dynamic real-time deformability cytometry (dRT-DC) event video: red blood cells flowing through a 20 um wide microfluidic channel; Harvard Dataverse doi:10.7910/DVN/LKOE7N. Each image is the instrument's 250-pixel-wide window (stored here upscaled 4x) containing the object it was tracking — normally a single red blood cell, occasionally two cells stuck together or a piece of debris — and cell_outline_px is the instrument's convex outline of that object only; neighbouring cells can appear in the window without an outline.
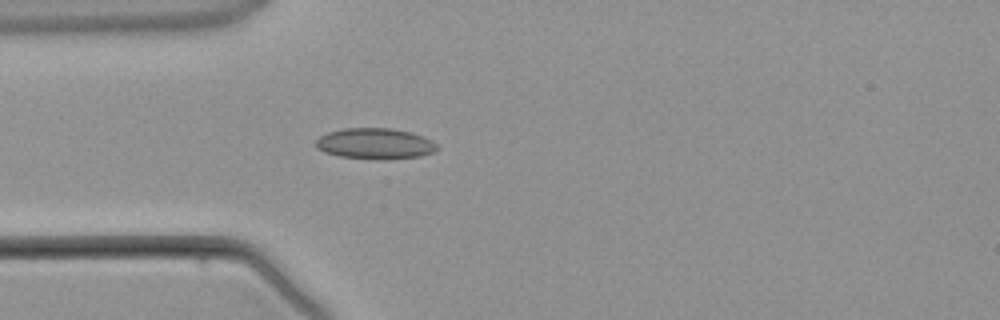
{"species": "common noctule bat (a hibernating species)", "species_latin": "Nyctalus noctula", "temperature_condition": "warm", "stored_images_in_passage": 2, "camera_frame_rate_fps": 3000, "um_per_image_px": 0.085, "animal": {"sex": "male", "body_mass_g": 21.5, "forearm_length_mm": 52.0}, "frame": {"image": 1, "passage_image": 2, "time_ms": 1.333, "image_size_px": [1000, 320], "cell_outline_px": [[440, 148], [432, 152], [420, 156], [376, 160], [340, 156], [324, 152], [316, 148], [316, 140], [320, 136], [328, 132], [344, 128], [392, 128], [412, 132], [432, 140]], "centroid_in_image_um": [31.88, 12.2], "position_along_channel_um": 53.1, "area_um2": 21.91}}